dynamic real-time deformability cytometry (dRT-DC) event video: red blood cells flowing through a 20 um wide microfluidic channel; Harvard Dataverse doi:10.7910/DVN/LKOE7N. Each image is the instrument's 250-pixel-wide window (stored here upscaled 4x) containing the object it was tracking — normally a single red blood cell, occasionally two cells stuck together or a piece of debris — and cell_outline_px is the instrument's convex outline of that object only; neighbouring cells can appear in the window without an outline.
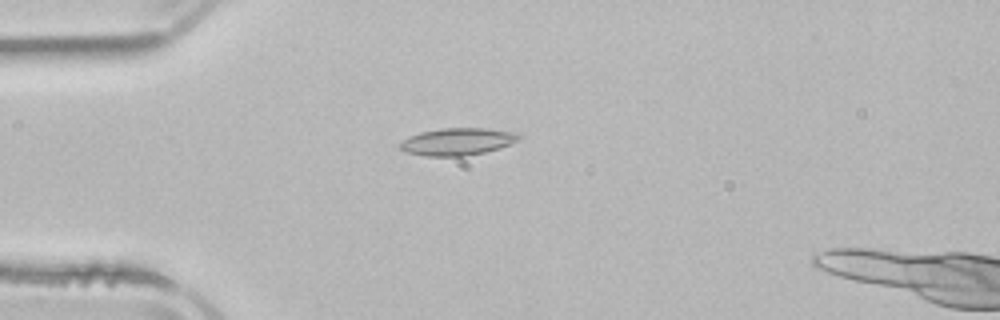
{"species": "common noctule bat (a hibernating species)", "species_latin": "Nyctalus noctula", "temperature_condition": "room temperature", "stored_images_in_passage": 5, "camera_frame_rate_fps": 3000, "um_per_image_px": 0.085, "animal": {"sex": "male", "body_mass_g": 21.5, "forearm_length_mm": 52.0}, "frame": {"image": 1, "passage_image": 4, "time_ms": 3.667, "image_size_px": [1000, 320], "cell_outline_px": [[520, 140], [500, 148], [484, 152], [464, 156], [424, 156], [404, 152], [400, 148], [400, 144], [404, 140], [420, 132], [440, 128], [488, 128], [520, 132]], "centroid_in_image_um": [38.94, 12.03], "position_along_channel_um": 46.1, "area_um2": 19.02}}